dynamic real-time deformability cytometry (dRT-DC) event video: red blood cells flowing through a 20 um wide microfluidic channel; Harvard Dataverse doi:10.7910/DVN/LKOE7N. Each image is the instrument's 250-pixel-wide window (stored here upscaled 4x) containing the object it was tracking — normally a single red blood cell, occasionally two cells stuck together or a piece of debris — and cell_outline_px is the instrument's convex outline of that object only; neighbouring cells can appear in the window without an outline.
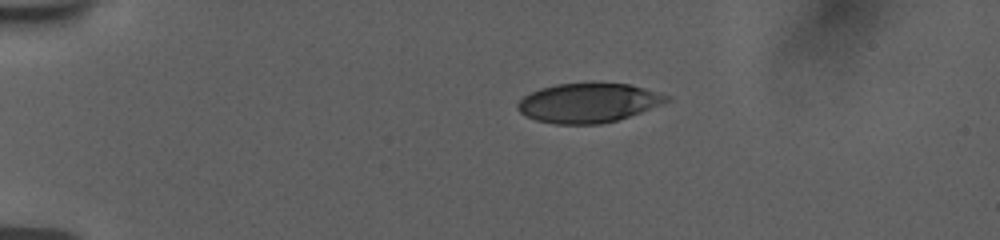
{"species": "human", "species_latin": "Homo sapiens", "temperature_condition": "room temperature", "stored_images_in_passage": 12, "camera_frame_rate_fps": 3000, "um_per_image_px": 0.085, "donor": {"sex": "female"}, "frame": {"image": 1, "passage_image": 1, "time_ms": 0.0, "image_size_px": [1000, 240], "cell_outline_px": [[672, 100], [640, 112], [616, 120], [600, 124], [556, 124], [536, 120], [524, 116], [516, 108], [516, 104], [524, 96], [540, 88], [556, 84], [628, 84], [644, 88], [672, 96]], "centroid_in_image_um": [49.99, 8.75], "position_along_channel_um": 35.0, "area_um2": 33.87}}
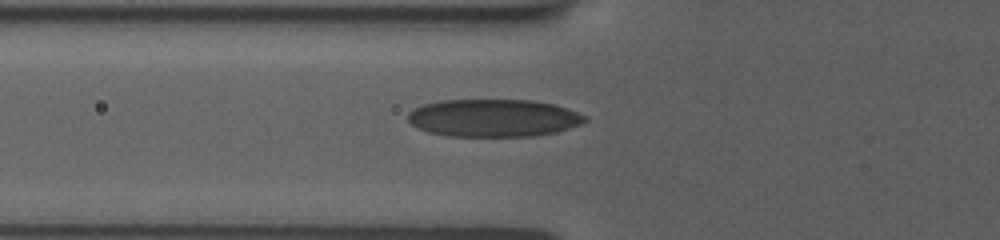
{"frame": {"image": 2, "passage_image": 10, "time_ms": 3.0, "image_size_px": [1000, 240], "cell_outline_px": [[588, 120], [580, 124], [556, 132], [536, 136], [448, 136], [428, 132], [412, 124], [408, 120], [408, 112], [412, 108], [424, 104], [440, 100], [532, 100], [552, 104], [588, 116]], "centroid_in_image_um": [41.93, 10.03], "position_along_channel_um": 83.9, "area_um2": 38.78}}